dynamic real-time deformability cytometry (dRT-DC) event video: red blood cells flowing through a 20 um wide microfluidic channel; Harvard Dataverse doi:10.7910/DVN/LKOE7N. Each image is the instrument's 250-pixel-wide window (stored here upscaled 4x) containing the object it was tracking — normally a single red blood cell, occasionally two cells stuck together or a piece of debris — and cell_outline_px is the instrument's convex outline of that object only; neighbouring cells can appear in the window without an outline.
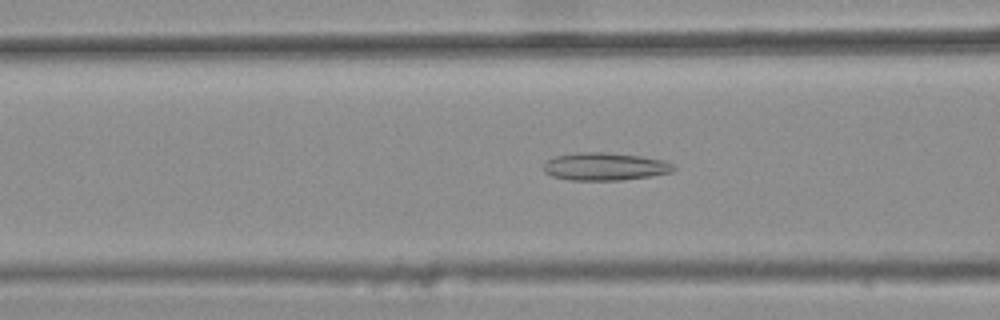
{"species": "common noctule bat (a hibernating species)", "species_latin": "Nyctalus noctula", "temperature_condition": "warm", "stored_images_in_passage": 45, "camera_frame_rate_fps": 3000, "um_per_image_px": 0.085, "animal": {"sex": "female", "body_mass_g": 25.1}, "frame": {"image": 1, "passage_image": 20, "time_ms": 6.333, "image_size_px": [1000, 320], "cell_outline_px": [[676, 168], [672, 172], [648, 176], [620, 180], [568, 180], [552, 176], [544, 172], [544, 164], [548, 160], [556, 156], [580, 152], [604, 152], [640, 156], [660, 160], [672, 164]], "centroid_in_image_um": [51.38, 14.16], "position_along_channel_um": 115.2, "area_um2": 20.75}}
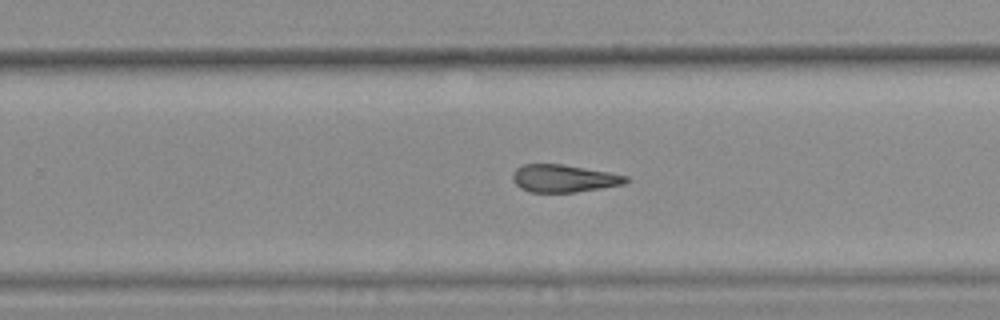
{"frame": {"image": 2, "passage_image": 33, "time_ms": 10.667, "image_size_px": [1000, 320], "cell_outline_px": [[628, 180], [624, 184], [576, 192], [528, 192], [520, 188], [512, 180], [512, 172], [516, 168], [524, 164], [560, 164], [608, 172], [628, 176]], "centroid_in_image_um": [47.87, 15.17], "position_along_channel_um": 281.9, "area_um2": 18.09}}
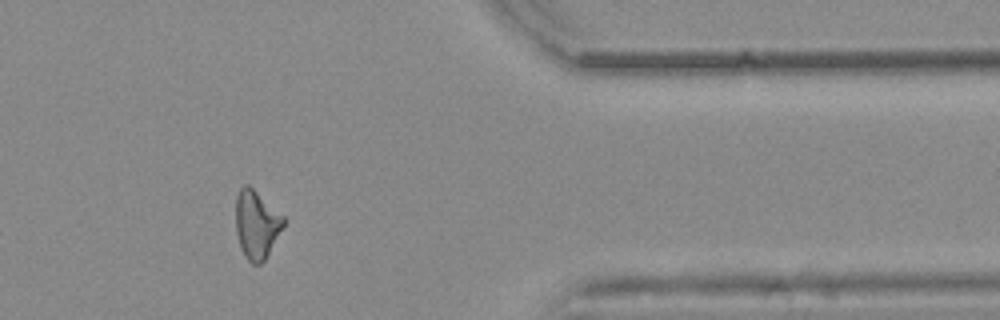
{"frame": {"image": 3, "passage_image": 43, "time_ms": 14.0, "image_size_px": [1000, 320], "cell_outline_px": [[284, 224], [264, 260], [260, 264], [252, 264], [244, 256], [240, 248], [236, 232], [236, 196], [240, 188], [244, 184], [248, 184], [284, 216]], "centroid_in_image_um": [21.77, 19.07], "position_along_channel_um": 389.6, "area_um2": 18.79}, "authors_computed_cell_mechanics": {"area_um2": 19.652, "velocity_mm_per_s": 3.8562, "shape_relaxation_time_tau1_ms": null, "shape_relaxation_time_tau2_ms": 8.3304, "deformation_change_tau1": null, "deformation_change_tau2": 0.2184}}